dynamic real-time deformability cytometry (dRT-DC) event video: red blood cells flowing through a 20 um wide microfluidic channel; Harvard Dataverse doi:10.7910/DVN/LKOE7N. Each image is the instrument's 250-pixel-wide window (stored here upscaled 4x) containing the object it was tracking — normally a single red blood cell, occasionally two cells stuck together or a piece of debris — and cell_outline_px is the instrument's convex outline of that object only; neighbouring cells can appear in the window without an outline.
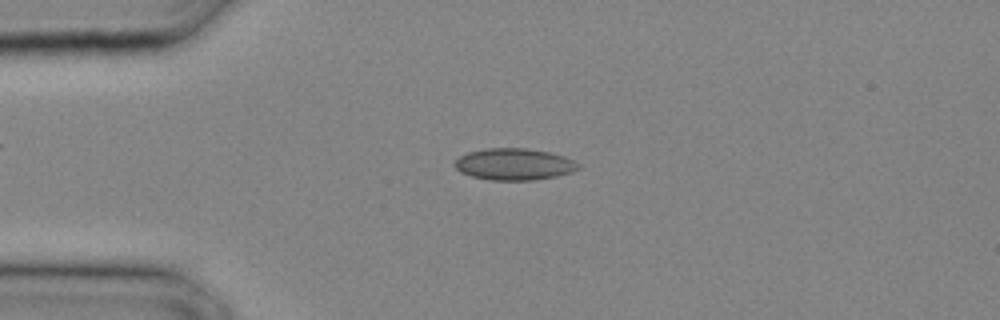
{"species": "common noctule bat (a hibernating species)", "species_latin": "Nyctalus noctula", "temperature_condition": "cold", "stored_images_in_passage": 25, "camera_frame_rate_fps": 3000, "um_per_image_px": 0.085, "animal": {"sex": "male", "body_mass_g": 20.4}, "frame": {"image": 1, "passage_image": 3, "time_ms": 0.667, "image_size_px": [1000, 320], "cell_outline_px": [[580, 168], [572, 172], [556, 176], [532, 180], [488, 180], [472, 176], [460, 172], [452, 164], [460, 156], [468, 152], [484, 148], [524, 148], [552, 152], [564, 156], [580, 164]], "centroid_in_image_um": [43.69, 13.95], "position_along_channel_um": 41.3, "area_um2": 22.95}}
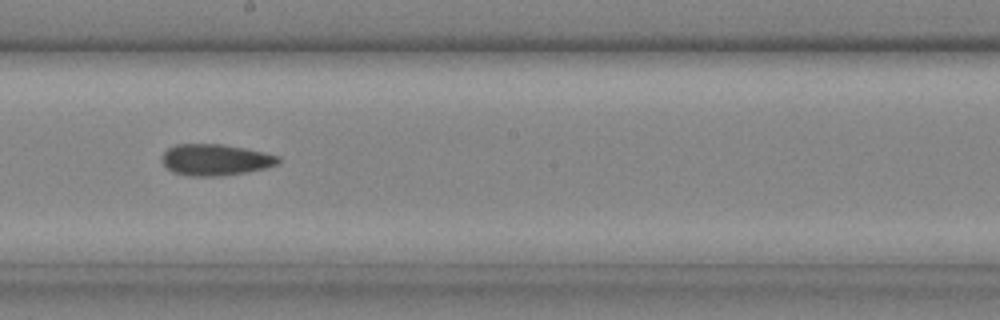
{"frame": {"image": 2, "passage_image": 13, "time_ms": 4.0, "image_size_px": [1000, 320], "cell_outline_px": [[280, 160], [276, 164], [264, 168], [244, 172], [220, 176], [188, 176], [172, 172], [160, 160], [164, 152], [168, 148], [176, 144], [220, 144], [244, 148], [280, 156]], "centroid_in_image_um": [18.26, 13.58], "position_along_channel_um": 229.9, "area_um2": 21.1}}
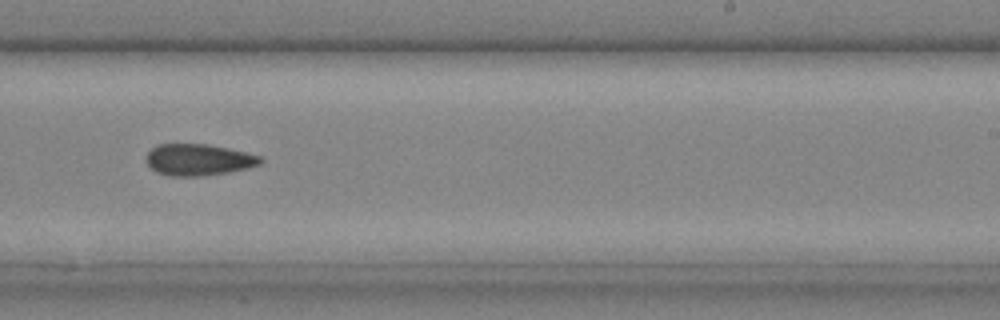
{"frame": {"image": 3, "passage_image": 15, "time_ms": 4.667, "image_size_px": [1000, 320], "cell_outline_px": [[264, 160], [260, 164], [248, 168], [228, 172], [204, 176], [168, 176], [156, 172], [144, 160], [144, 156], [156, 144], [208, 144], [228, 148], [260, 156]], "centroid_in_image_um": [16.83, 13.58], "position_along_channel_um": 272.2, "area_um2": 21.15}}